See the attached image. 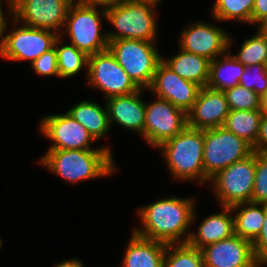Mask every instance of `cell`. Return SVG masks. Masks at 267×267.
I'll return each instance as SVG.
<instances>
[{
  "instance_id": "obj_1",
  "label": "cell",
  "mask_w": 267,
  "mask_h": 267,
  "mask_svg": "<svg viewBox=\"0 0 267 267\" xmlns=\"http://www.w3.org/2000/svg\"><path fill=\"white\" fill-rule=\"evenodd\" d=\"M193 199L168 198L159 200L139 210L142 229L134 233L140 237L166 244L180 243L194 219Z\"/></svg>"
},
{
  "instance_id": "obj_2",
  "label": "cell",
  "mask_w": 267,
  "mask_h": 267,
  "mask_svg": "<svg viewBox=\"0 0 267 267\" xmlns=\"http://www.w3.org/2000/svg\"><path fill=\"white\" fill-rule=\"evenodd\" d=\"M109 148L48 150L40 163L70 182L106 176L115 171Z\"/></svg>"
},
{
  "instance_id": "obj_3",
  "label": "cell",
  "mask_w": 267,
  "mask_h": 267,
  "mask_svg": "<svg viewBox=\"0 0 267 267\" xmlns=\"http://www.w3.org/2000/svg\"><path fill=\"white\" fill-rule=\"evenodd\" d=\"M173 176L178 179H198L203 184L210 179L203 169L204 130L186 126L161 146Z\"/></svg>"
},
{
  "instance_id": "obj_4",
  "label": "cell",
  "mask_w": 267,
  "mask_h": 267,
  "mask_svg": "<svg viewBox=\"0 0 267 267\" xmlns=\"http://www.w3.org/2000/svg\"><path fill=\"white\" fill-rule=\"evenodd\" d=\"M156 4L154 1L126 0L102 10V16L118 29L117 33L107 34L108 41L134 39L154 42L157 29L152 8Z\"/></svg>"
},
{
  "instance_id": "obj_5",
  "label": "cell",
  "mask_w": 267,
  "mask_h": 267,
  "mask_svg": "<svg viewBox=\"0 0 267 267\" xmlns=\"http://www.w3.org/2000/svg\"><path fill=\"white\" fill-rule=\"evenodd\" d=\"M108 42V49L133 83L139 89L149 88L157 65L162 61L154 42L134 39Z\"/></svg>"
},
{
  "instance_id": "obj_6",
  "label": "cell",
  "mask_w": 267,
  "mask_h": 267,
  "mask_svg": "<svg viewBox=\"0 0 267 267\" xmlns=\"http://www.w3.org/2000/svg\"><path fill=\"white\" fill-rule=\"evenodd\" d=\"M253 152L249 143L223 126L204 130L203 169L209 179Z\"/></svg>"
},
{
  "instance_id": "obj_7",
  "label": "cell",
  "mask_w": 267,
  "mask_h": 267,
  "mask_svg": "<svg viewBox=\"0 0 267 267\" xmlns=\"http://www.w3.org/2000/svg\"><path fill=\"white\" fill-rule=\"evenodd\" d=\"M64 26L67 28L71 44L87 56L108 49L107 34L100 32V15L95 6L73 1L69 6Z\"/></svg>"
},
{
  "instance_id": "obj_8",
  "label": "cell",
  "mask_w": 267,
  "mask_h": 267,
  "mask_svg": "<svg viewBox=\"0 0 267 267\" xmlns=\"http://www.w3.org/2000/svg\"><path fill=\"white\" fill-rule=\"evenodd\" d=\"M256 171V152L234 162L210 178L222 207L252 202Z\"/></svg>"
},
{
  "instance_id": "obj_9",
  "label": "cell",
  "mask_w": 267,
  "mask_h": 267,
  "mask_svg": "<svg viewBox=\"0 0 267 267\" xmlns=\"http://www.w3.org/2000/svg\"><path fill=\"white\" fill-rule=\"evenodd\" d=\"M186 126L187 114L168 100L157 97V101L146 104L142 136L150 145L160 148Z\"/></svg>"
},
{
  "instance_id": "obj_10",
  "label": "cell",
  "mask_w": 267,
  "mask_h": 267,
  "mask_svg": "<svg viewBox=\"0 0 267 267\" xmlns=\"http://www.w3.org/2000/svg\"><path fill=\"white\" fill-rule=\"evenodd\" d=\"M75 0H7L14 22L53 31L64 26L70 4Z\"/></svg>"
},
{
  "instance_id": "obj_11",
  "label": "cell",
  "mask_w": 267,
  "mask_h": 267,
  "mask_svg": "<svg viewBox=\"0 0 267 267\" xmlns=\"http://www.w3.org/2000/svg\"><path fill=\"white\" fill-rule=\"evenodd\" d=\"M87 67L90 85L105 92L106 99L139 90L109 49L88 56Z\"/></svg>"
},
{
  "instance_id": "obj_12",
  "label": "cell",
  "mask_w": 267,
  "mask_h": 267,
  "mask_svg": "<svg viewBox=\"0 0 267 267\" xmlns=\"http://www.w3.org/2000/svg\"><path fill=\"white\" fill-rule=\"evenodd\" d=\"M53 31L24 25L4 36L0 56L10 60H31L54 47L59 37Z\"/></svg>"
},
{
  "instance_id": "obj_13",
  "label": "cell",
  "mask_w": 267,
  "mask_h": 267,
  "mask_svg": "<svg viewBox=\"0 0 267 267\" xmlns=\"http://www.w3.org/2000/svg\"><path fill=\"white\" fill-rule=\"evenodd\" d=\"M40 130L54 143L49 150H88L90 142L95 140L68 112L45 117Z\"/></svg>"
},
{
  "instance_id": "obj_14",
  "label": "cell",
  "mask_w": 267,
  "mask_h": 267,
  "mask_svg": "<svg viewBox=\"0 0 267 267\" xmlns=\"http://www.w3.org/2000/svg\"><path fill=\"white\" fill-rule=\"evenodd\" d=\"M201 88L200 85L181 78L162 61L157 65L149 86L157 97L168 100L186 114L191 110Z\"/></svg>"
},
{
  "instance_id": "obj_15",
  "label": "cell",
  "mask_w": 267,
  "mask_h": 267,
  "mask_svg": "<svg viewBox=\"0 0 267 267\" xmlns=\"http://www.w3.org/2000/svg\"><path fill=\"white\" fill-rule=\"evenodd\" d=\"M200 250L205 267H260L252 242L236 234Z\"/></svg>"
},
{
  "instance_id": "obj_16",
  "label": "cell",
  "mask_w": 267,
  "mask_h": 267,
  "mask_svg": "<svg viewBox=\"0 0 267 267\" xmlns=\"http://www.w3.org/2000/svg\"><path fill=\"white\" fill-rule=\"evenodd\" d=\"M229 112L224 91L205 86L200 89L197 99L187 113V126L200 130L221 127Z\"/></svg>"
},
{
  "instance_id": "obj_17",
  "label": "cell",
  "mask_w": 267,
  "mask_h": 267,
  "mask_svg": "<svg viewBox=\"0 0 267 267\" xmlns=\"http://www.w3.org/2000/svg\"><path fill=\"white\" fill-rule=\"evenodd\" d=\"M230 42L232 41L223 30L198 22L182 32L180 49L213 61L218 54L224 55L231 46Z\"/></svg>"
},
{
  "instance_id": "obj_18",
  "label": "cell",
  "mask_w": 267,
  "mask_h": 267,
  "mask_svg": "<svg viewBox=\"0 0 267 267\" xmlns=\"http://www.w3.org/2000/svg\"><path fill=\"white\" fill-rule=\"evenodd\" d=\"M141 89L128 94L107 98V112L109 122H117L119 125L140 132L142 135L146 103L140 99Z\"/></svg>"
},
{
  "instance_id": "obj_19",
  "label": "cell",
  "mask_w": 267,
  "mask_h": 267,
  "mask_svg": "<svg viewBox=\"0 0 267 267\" xmlns=\"http://www.w3.org/2000/svg\"><path fill=\"white\" fill-rule=\"evenodd\" d=\"M224 212L207 217L200 225L198 232L188 233L182 243L198 248L221 241L235 235L234 219L230 217L231 207H223Z\"/></svg>"
},
{
  "instance_id": "obj_20",
  "label": "cell",
  "mask_w": 267,
  "mask_h": 267,
  "mask_svg": "<svg viewBox=\"0 0 267 267\" xmlns=\"http://www.w3.org/2000/svg\"><path fill=\"white\" fill-rule=\"evenodd\" d=\"M167 244L138 236L133 232L123 267H163Z\"/></svg>"
},
{
  "instance_id": "obj_21",
  "label": "cell",
  "mask_w": 267,
  "mask_h": 267,
  "mask_svg": "<svg viewBox=\"0 0 267 267\" xmlns=\"http://www.w3.org/2000/svg\"><path fill=\"white\" fill-rule=\"evenodd\" d=\"M162 62L181 78L192 81L201 87L209 80L210 60L181 49L180 53Z\"/></svg>"
},
{
  "instance_id": "obj_22",
  "label": "cell",
  "mask_w": 267,
  "mask_h": 267,
  "mask_svg": "<svg viewBox=\"0 0 267 267\" xmlns=\"http://www.w3.org/2000/svg\"><path fill=\"white\" fill-rule=\"evenodd\" d=\"M260 205L261 207H258ZM239 208L242 209L234 216L235 234L253 242L261 232L266 214V204L246 202L231 206L233 211Z\"/></svg>"
},
{
  "instance_id": "obj_23",
  "label": "cell",
  "mask_w": 267,
  "mask_h": 267,
  "mask_svg": "<svg viewBox=\"0 0 267 267\" xmlns=\"http://www.w3.org/2000/svg\"><path fill=\"white\" fill-rule=\"evenodd\" d=\"M68 113L94 137L95 140L106 134L110 128L107 107L105 110L92 101H82Z\"/></svg>"
},
{
  "instance_id": "obj_24",
  "label": "cell",
  "mask_w": 267,
  "mask_h": 267,
  "mask_svg": "<svg viewBox=\"0 0 267 267\" xmlns=\"http://www.w3.org/2000/svg\"><path fill=\"white\" fill-rule=\"evenodd\" d=\"M224 60L214 59L210 61L209 80L207 87L225 91L239 84L244 73V65L233 56L224 54Z\"/></svg>"
},
{
  "instance_id": "obj_25",
  "label": "cell",
  "mask_w": 267,
  "mask_h": 267,
  "mask_svg": "<svg viewBox=\"0 0 267 267\" xmlns=\"http://www.w3.org/2000/svg\"><path fill=\"white\" fill-rule=\"evenodd\" d=\"M262 115L261 109L230 110L223 127L253 147L259 134Z\"/></svg>"
},
{
  "instance_id": "obj_26",
  "label": "cell",
  "mask_w": 267,
  "mask_h": 267,
  "mask_svg": "<svg viewBox=\"0 0 267 267\" xmlns=\"http://www.w3.org/2000/svg\"><path fill=\"white\" fill-rule=\"evenodd\" d=\"M163 267L205 266L201 250L189 245L188 243H181L179 246H175V244H167Z\"/></svg>"
},
{
  "instance_id": "obj_27",
  "label": "cell",
  "mask_w": 267,
  "mask_h": 267,
  "mask_svg": "<svg viewBox=\"0 0 267 267\" xmlns=\"http://www.w3.org/2000/svg\"><path fill=\"white\" fill-rule=\"evenodd\" d=\"M58 37L54 43L57 53V64L60 77H69L77 74L83 66H88V56L74 45H65L58 48Z\"/></svg>"
},
{
  "instance_id": "obj_28",
  "label": "cell",
  "mask_w": 267,
  "mask_h": 267,
  "mask_svg": "<svg viewBox=\"0 0 267 267\" xmlns=\"http://www.w3.org/2000/svg\"><path fill=\"white\" fill-rule=\"evenodd\" d=\"M255 0H216L212 8L214 20L239 19L252 23Z\"/></svg>"
},
{
  "instance_id": "obj_29",
  "label": "cell",
  "mask_w": 267,
  "mask_h": 267,
  "mask_svg": "<svg viewBox=\"0 0 267 267\" xmlns=\"http://www.w3.org/2000/svg\"><path fill=\"white\" fill-rule=\"evenodd\" d=\"M233 57L244 66L267 64V39L258 31L257 35L244 41L239 53Z\"/></svg>"
},
{
  "instance_id": "obj_30",
  "label": "cell",
  "mask_w": 267,
  "mask_h": 267,
  "mask_svg": "<svg viewBox=\"0 0 267 267\" xmlns=\"http://www.w3.org/2000/svg\"><path fill=\"white\" fill-rule=\"evenodd\" d=\"M230 110L261 109V97L253 90L236 85L224 91Z\"/></svg>"
},
{
  "instance_id": "obj_31",
  "label": "cell",
  "mask_w": 267,
  "mask_h": 267,
  "mask_svg": "<svg viewBox=\"0 0 267 267\" xmlns=\"http://www.w3.org/2000/svg\"><path fill=\"white\" fill-rule=\"evenodd\" d=\"M239 85L253 90L262 98L267 92V64L244 66V73L239 80Z\"/></svg>"
},
{
  "instance_id": "obj_32",
  "label": "cell",
  "mask_w": 267,
  "mask_h": 267,
  "mask_svg": "<svg viewBox=\"0 0 267 267\" xmlns=\"http://www.w3.org/2000/svg\"><path fill=\"white\" fill-rule=\"evenodd\" d=\"M252 202L267 204V153L256 152V171Z\"/></svg>"
},
{
  "instance_id": "obj_33",
  "label": "cell",
  "mask_w": 267,
  "mask_h": 267,
  "mask_svg": "<svg viewBox=\"0 0 267 267\" xmlns=\"http://www.w3.org/2000/svg\"><path fill=\"white\" fill-rule=\"evenodd\" d=\"M34 71L41 75L59 76L55 46L32 63Z\"/></svg>"
},
{
  "instance_id": "obj_34",
  "label": "cell",
  "mask_w": 267,
  "mask_h": 267,
  "mask_svg": "<svg viewBox=\"0 0 267 267\" xmlns=\"http://www.w3.org/2000/svg\"><path fill=\"white\" fill-rule=\"evenodd\" d=\"M253 252L257 262L262 265L267 263V204L264 223L258 237L252 242Z\"/></svg>"
},
{
  "instance_id": "obj_35",
  "label": "cell",
  "mask_w": 267,
  "mask_h": 267,
  "mask_svg": "<svg viewBox=\"0 0 267 267\" xmlns=\"http://www.w3.org/2000/svg\"><path fill=\"white\" fill-rule=\"evenodd\" d=\"M254 152L267 153V114L263 113L259 134L256 139V144L252 147Z\"/></svg>"
},
{
  "instance_id": "obj_36",
  "label": "cell",
  "mask_w": 267,
  "mask_h": 267,
  "mask_svg": "<svg viewBox=\"0 0 267 267\" xmlns=\"http://www.w3.org/2000/svg\"><path fill=\"white\" fill-rule=\"evenodd\" d=\"M267 19V0H255L252 12V23Z\"/></svg>"
},
{
  "instance_id": "obj_37",
  "label": "cell",
  "mask_w": 267,
  "mask_h": 267,
  "mask_svg": "<svg viewBox=\"0 0 267 267\" xmlns=\"http://www.w3.org/2000/svg\"><path fill=\"white\" fill-rule=\"evenodd\" d=\"M124 1L126 0H77V2L90 6H104V10L113 6H117Z\"/></svg>"
},
{
  "instance_id": "obj_38",
  "label": "cell",
  "mask_w": 267,
  "mask_h": 267,
  "mask_svg": "<svg viewBox=\"0 0 267 267\" xmlns=\"http://www.w3.org/2000/svg\"><path fill=\"white\" fill-rule=\"evenodd\" d=\"M1 1H0V38H1V41H0V49L2 47V44H3V40H4V36H3V33L5 32L6 30V21H5V17L3 15V10H2V7H1Z\"/></svg>"
},
{
  "instance_id": "obj_39",
  "label": "cell",
  "mask_w": 267,
  "mask_h": 267,
  "mask_svg": "<svg viewBox=\"0 0 267 267\" xmlns=\"http://www.w3.org/2000/svg\"><path fill=\"white\" fill-rule=\"evenodd\" d=\"M82 265H83L82 262L79 261L78 259H72V260L63 261L55 265V267H83Z\"/></svg>"
},
{
  "instance_id": "obj_40",
  "label": "cell",
  "mask_w": 267,
  "mask_h": 267,
  "mask_svg": "<svg viewBox=\"0 0 267 267\" xmlns=\"http://www.w3.org/2000/svg\"><path fill=\"white\" fill-rule=\"evenodd\" d=\"M259 32L267 39V19L260 22Z\"/></svg>"
},
{
  "instance_id": "obj_41",
  "label": "cell",
  "mask_w": 267,
  "mask_h": 267,
  "mask_svg": "<svg viewBox=\"0 0 267 267\" xmlns=\"http://www.w3.org/2000/svg\"><path fill=\"white\" fill-rule=\"evenodd\" d=\"M261 110H262L263 113L267 114V92L261 98Z\"/></svg>"
},
{
  "instance_id": "obj_42",
  "label": "cell",
  "mask_w": 267,
  "mask_h": 267,
  "mask_svg": "<svg viewBox=\"0 0 267 267\" xmlns=\"http://www.w3.org/2000/svg\"><path fill=\"white\" fill-rule=\"evenodd\" d=\"M144 1H154L156 3H159L160 0H144Z\"/></svg>"
}]
</instances>
